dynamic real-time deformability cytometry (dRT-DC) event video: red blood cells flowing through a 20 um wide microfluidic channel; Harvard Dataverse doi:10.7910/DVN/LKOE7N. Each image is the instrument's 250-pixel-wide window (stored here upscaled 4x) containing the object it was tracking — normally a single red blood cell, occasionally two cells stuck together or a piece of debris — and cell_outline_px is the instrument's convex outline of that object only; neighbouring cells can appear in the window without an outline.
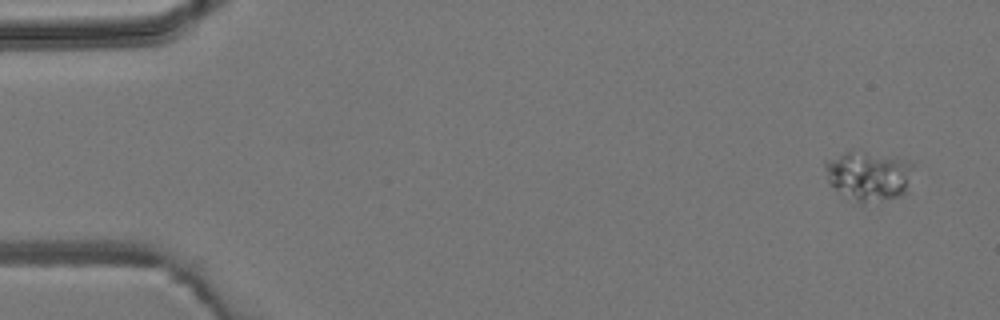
{"species": "common noctule bat (a hibernating species)", "species_latin": "Nyctalus noctula", "temperature_condition": "room temperature", "stored_images_in_passage": 6, "camera_frame_rate_fps": 3000, "um_per_image_px": 0.085, "animal": {"sex": "male", "body_mass_g": 19.2, "forearm_length_mm": 51.8}, "frame": {"image": 1, "passage_image": 1, "time_ms": 0.0, "image_size_px": [1000, 320], "cell_outline_px": [[912, 168], [908, 192], [904, 196], [864, 204], [860, 204], [836, 188], [828, 180], [824, 164], [824, 160], [844, 152], [864, 152], [896, 156], [908, 160], [912, 164]], "centroid_in_image_um": [73.88, 14.95], "position_along_channel_um": 11.1, "area_um2": 25.61}}
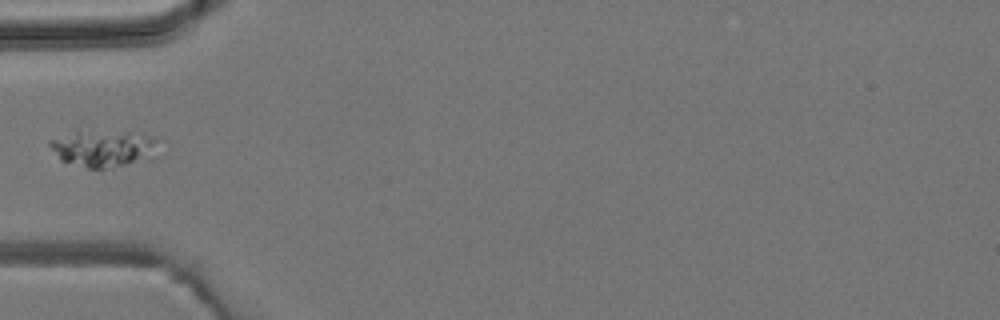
{"frame": {"image": 2, "passage_image": 5, "time_ms": 4.667, "image_size_px": [1000, 320], "cell_outline_px": [[156, 140], [148, 152], [124, 164], [112, 168], [88, 168], [60, 160], [48, 144], [48, 140], [76, 132], [128, 132], [156, 136]], "centroid_in_image_um": [8.6, 12.6], "position_along_channel_um": 76.4, "area_um2": 21.5}}
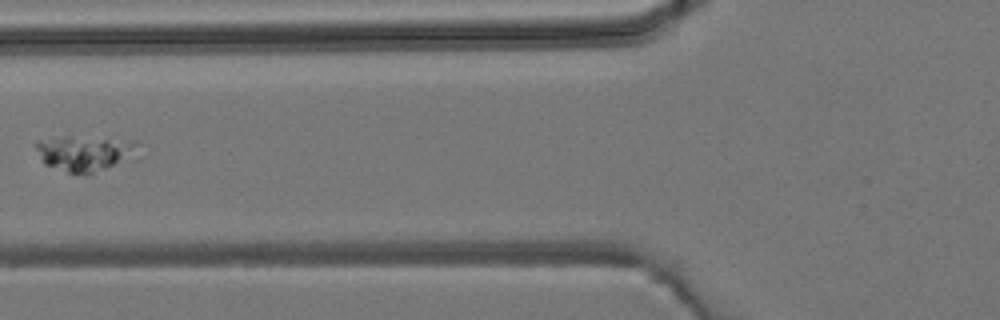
{"frame": {"image": 3, "passage_image": 6, "time_ms": 5.667, "image_size_px": [1000, 320], "cell_outline_px": [[136, 144], [112, 164], [104, 168], [84, 176], [68, 172], [44, 164], [36, 148], [36, 140], [68, 136], [72, 136], [136, 140]], "centroid_in_image_um": [6.97, 13.0], "position_along_channel_um": 118.8, "area_um2": 19.77}}